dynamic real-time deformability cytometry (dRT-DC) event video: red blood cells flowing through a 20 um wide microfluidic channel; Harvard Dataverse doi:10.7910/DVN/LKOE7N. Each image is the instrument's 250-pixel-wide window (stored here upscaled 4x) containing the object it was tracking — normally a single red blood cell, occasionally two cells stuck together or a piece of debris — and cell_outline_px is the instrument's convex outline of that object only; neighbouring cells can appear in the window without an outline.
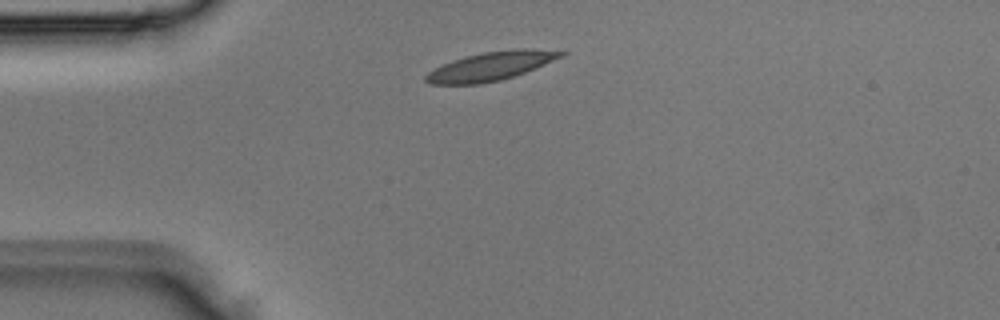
{"species": "Egyptian fruit bat (a non-hibernating species)", "species_latin": "Rousettus aegyptiacus", "temperature_condition": "room temperature", "stored_images_in_passage": 1, "camera_frame_rate_fps": 3000, "um_per_image_px": 0.085, "animal": {"sex": "male"}, "frame": {"image": 1, "passage_image": 1, "time_ms": 0.0, "image_size_px": [1000, 320], "cell_outline_px": [[568, 52], [564, 56], [524, 72], [500, 80], [480, 84], [428, 84], [424, 80], [424, 76], [428, 72], [452, 60], [464, 56], [484, 52], [516, 48], [532, 48]], "centroid_in_image_um": [41.71, 5.61], "position_along_channel_um": 43.3, "area_um2": 22.48}}